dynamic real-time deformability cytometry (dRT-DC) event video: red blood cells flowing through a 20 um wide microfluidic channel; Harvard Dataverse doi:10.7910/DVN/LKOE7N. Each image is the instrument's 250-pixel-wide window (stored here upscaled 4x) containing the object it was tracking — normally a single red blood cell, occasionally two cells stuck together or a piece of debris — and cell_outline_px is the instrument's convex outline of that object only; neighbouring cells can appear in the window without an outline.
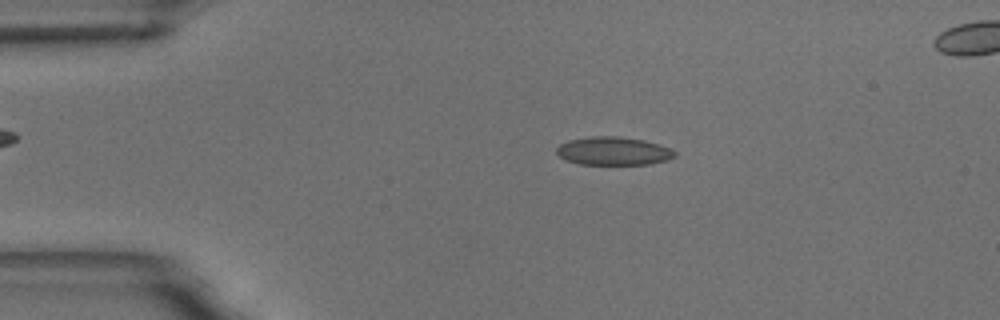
{"species": "common noctule bat (a hibernating species)", "species_latin": "Nyctalus noctula", "temperature_condition": "room temperature", "stored_images_in_passage": 45, "camera_frame_rate_fps": 3000, "um_per_image_px": 0.085, "animal": {"sex": "male", "body_mass_g": 18.8}, "frame": {"image": 1, "passage_image": 1, "time_ms": 0.0, "image_size_px": [1000, 320], "cell_outline_px": [[676, 156], [668, 160], [648, 164], [580, 164], [564, 160], [556, 152], [556, 148], [560, 144], [568, 140], [592, 136], [620, 136], [644, 140], [660, 144], [676, 152]], "centroid_in_image_um": [52.13, 12.83], "position_along_channel_um": 32.9, "area_um2": 19.54}}
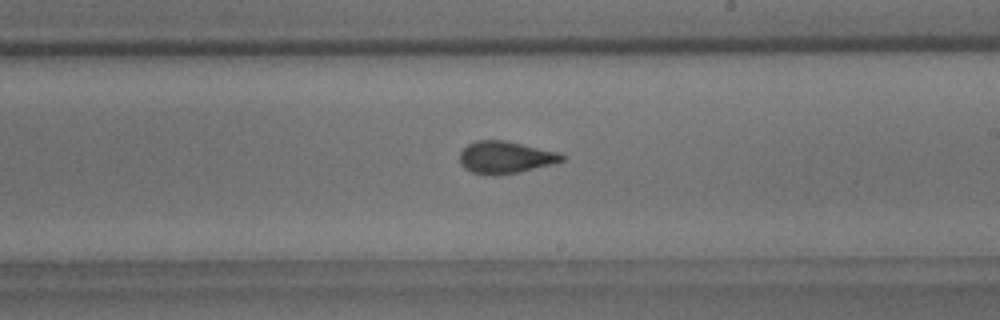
{"frame": {"image": 2, "passage_image": 22, "time_ms": 7.0, "image_size_px": [1000, 320], "cell_outline_px": [[564, 160], [552, 164], [520, 172], [496, 176], [492, 176], [472, 172], [464, 168], [460, 164], [460, 152], [468, 144], [476, 140], [504, 140], [556, 152], [564, 156]], "centroid_in_image_um": [42.91, 13.39], "position_along_channel_um": 246.1, "area_um2": 19.07}}
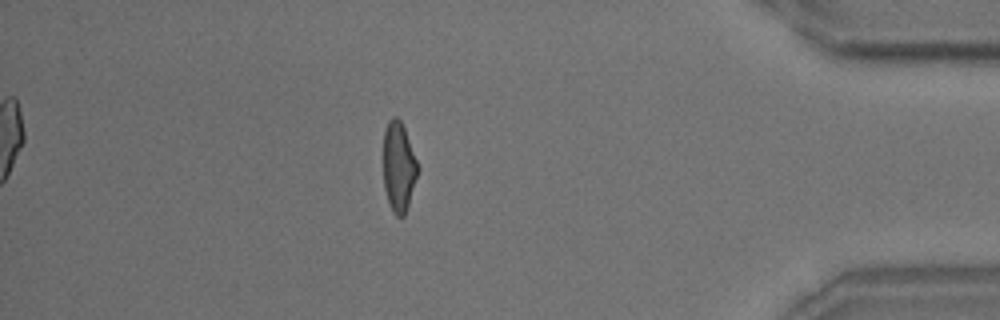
{"frame": {"image": 3, "passage_image": 38, "time_ms": 12.333, "image_size_px": [1000, 320], "cell_outline_px": [[420, 168], [404, 216], [396, 216], [392, 212], [384, 188], [384, 132], [388, 120], [392, 116], [396, 116], [400, 120], [404, 128]], "centroid_in_image_um": [33.89, 14.17], "position_along_channel_um": 401.3, "area_um2": 17.92}}